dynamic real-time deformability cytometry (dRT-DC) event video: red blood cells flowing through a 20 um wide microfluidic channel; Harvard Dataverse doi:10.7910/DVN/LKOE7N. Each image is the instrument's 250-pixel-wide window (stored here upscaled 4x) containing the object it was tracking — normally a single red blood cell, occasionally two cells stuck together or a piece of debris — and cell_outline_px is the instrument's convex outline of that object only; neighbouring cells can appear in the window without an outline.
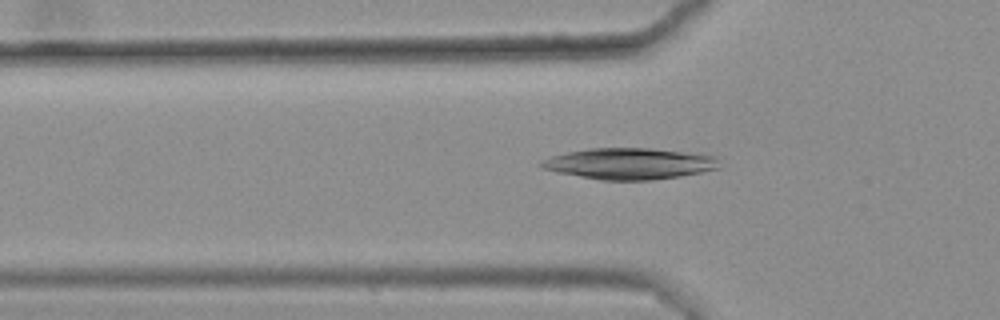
{"species": "common noctule bat (a hibernating species)", "species_latin": "Nyctalus noctula", "temperature_condition": "warm", "stored_images_in_passage": 50, "camera_frame_rate_fps": 3000, "um_per_image_px": 0.085, "animal": {"sex": "female", "body_mass_g": 25.1}, "frame": {"image": 1, "passage_image": 19, "time_ms": 6.0, "image_size_px": [1000, 320], "cell_outline_px": [[716, 168], [700, 172], [680, 176], [652, 180], [600, 180], [556, 172], [544, 168], [540, 164], [540, 160], [552, 156], [568, 152], [588, 148], [648, 148], [716, 156]], "centroid_in_image_um": [53.42, 13.91], "position_along_channel_um": 72.4, "area_um2": 31.91}}
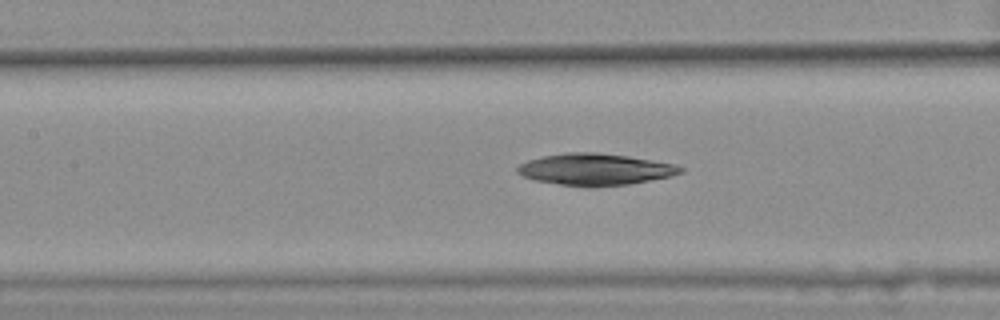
{"frame": {"image": 2, "passage_image": 26, "time_ms": 8.333, "image_size_px": [1000, 320], "cell_outline_px": [[684, 172], [672, 176], [628, 184], [592, 188], [588, 188], [560, 184], [536, 180], [524, 176], [516, 172], [516, 168], [520, 164], [528, 160], [544, 156], [568, 152], [600, 152], [628, 156], [676, 164], [684, 168]], "centroid_in_image_um": [50.62, 14.4], "position_along_channel_um": 156.8, "area_um2": 30.29}}
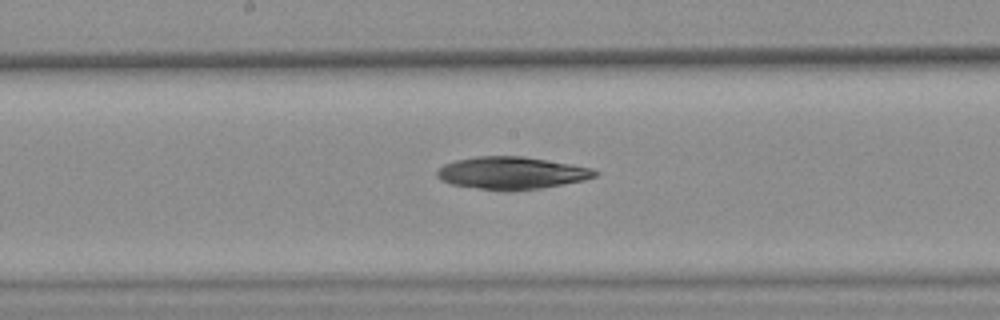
{"frame": {"image": 3, "passage_image": 30, "time_ms": 9.667, "image_size_px": [1000, 320], "cell_outline_px": [[600, 172], [596, 176], [584, 180], [540, 188], [480, 188], [452, 184], [436, 176], [436, 172], [444, 164], [456, 160], [476, 156], [524, 156], [572, 164], [592, 168]], "centroid_in_image_um": [43.53, 14.66], "position_along_channel_um": 204.7, "area_um2": 28.9}}